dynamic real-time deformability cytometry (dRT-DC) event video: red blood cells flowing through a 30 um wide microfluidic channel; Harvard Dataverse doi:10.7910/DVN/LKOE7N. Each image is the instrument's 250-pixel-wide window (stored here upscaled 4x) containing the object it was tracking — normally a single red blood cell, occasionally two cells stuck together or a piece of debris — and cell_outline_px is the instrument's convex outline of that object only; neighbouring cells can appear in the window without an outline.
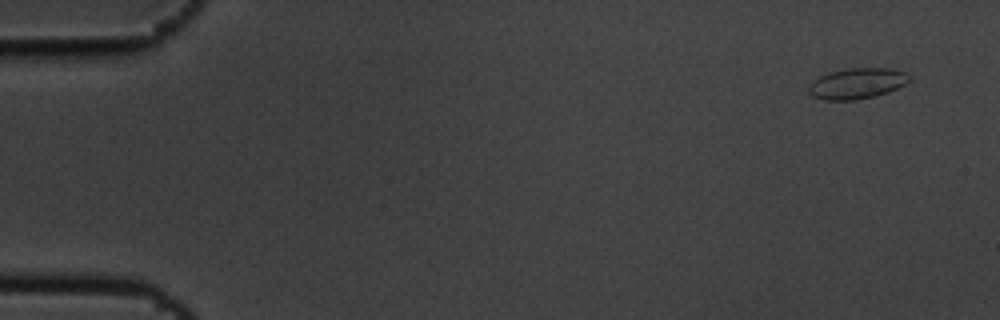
{"species": "common noctule bat (a hibernating species)", "species_latin": "Nyctalus noctula", "temperature_condition": "cold", "stored_images_in_passage": 4, "camera_frame_rate_fps": 3000, "um_per_image_px": 0.085, "animal": {"sex": "male", "body_mass_g": 19.5, "forearm_length_mm": 54.6}, "frame": {"image": 1, "passage_image": 1, "time_ms": 0.0, "image_size_px": [1000, 320], "cell_outline_px": [[912, 80], [888, 92], [856, 100], [824, 100], [812, 96], [808, 92], [808, 88], [812, 80], [828, 72], [844, 68], [892, 68], [904, 72], [912, 76]], "centroid_in_image_um": [72.83, 7.08], "position_along_channel_um": 12.2, "area_um2": 18.21}}